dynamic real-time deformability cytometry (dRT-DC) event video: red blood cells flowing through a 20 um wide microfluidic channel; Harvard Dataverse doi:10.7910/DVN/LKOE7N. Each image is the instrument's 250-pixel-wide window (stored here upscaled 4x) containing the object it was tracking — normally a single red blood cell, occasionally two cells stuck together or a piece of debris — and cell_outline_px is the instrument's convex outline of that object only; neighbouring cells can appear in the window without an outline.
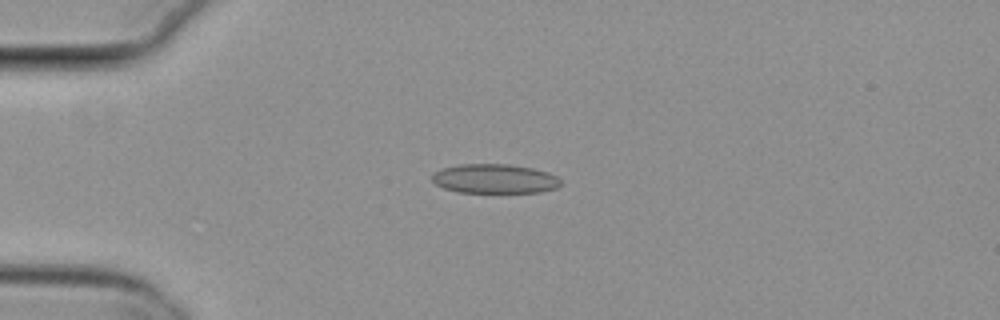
{"species": "common noctule bat (a hibernating species)", "species_latin": "Nyctalus noctula", "temperature_condition": "cold", "stored_images_in_passage": 4, "camera_frame_rate_fps": 3000, "um_per_image_px": 0.085, "animal": {"sex": "female", "body_mass_g": 29.2, "forearm_length_mm": 56.3}, "frame": {"image": 1, "passage_image": 3, "time_ms": 0.667, "image_size_px": [1000, 320], "cell_outline_px": [[560, 184], [556, 188], [540, 192], [456, 192], [444, 188], [436, 184], [432, 180], [432, 172], [440, 168], [456, 164], [512, 164], [532, 168], [548, 172], [556, 176], [560, 180]], "centroid_in_image_um": [42.0, 15.18], "position_along_channel_um": 43.0, "area_um2": 22.14}}